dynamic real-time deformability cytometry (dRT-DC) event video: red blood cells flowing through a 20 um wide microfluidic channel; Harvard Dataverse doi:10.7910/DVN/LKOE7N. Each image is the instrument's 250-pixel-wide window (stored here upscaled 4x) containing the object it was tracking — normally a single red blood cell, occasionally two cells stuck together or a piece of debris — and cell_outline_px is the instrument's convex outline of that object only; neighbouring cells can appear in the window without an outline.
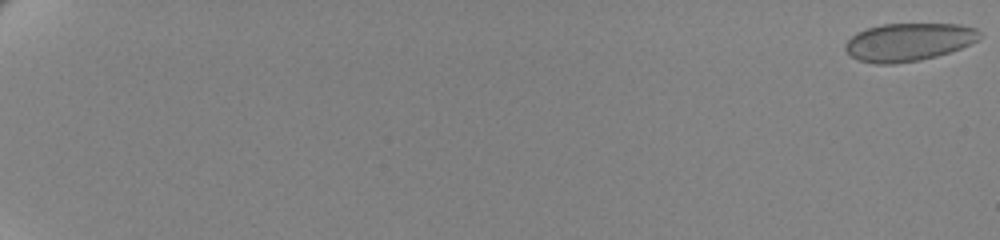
{"species": "human", "species_latin": "Homo sapiens", "temperature_condition": "cold", "stored_images_in_passage": 18, "camera_frame_rate_fps": 3000, "um_per_image_px": 0.085, "donor": {"sex": "female"}, "frame": {"image": 1, "passage_image": 1, "time_ms": 0.0, "image_size_px": [1000, 240], "cell_outline_px": [[984, 36], [980, 40], [960, 48], [936, 56], [920, 60], [892, 64], [876, 64], [856, 60], [844, 48], [844, 44], [856, 32], [868, 28], [884, 24], [960, 24], [976, 28]], "centroid_in_image_um": [77.25, 3.57], "position_along_channel_um": 7.8, "area_um2": 29.82}}